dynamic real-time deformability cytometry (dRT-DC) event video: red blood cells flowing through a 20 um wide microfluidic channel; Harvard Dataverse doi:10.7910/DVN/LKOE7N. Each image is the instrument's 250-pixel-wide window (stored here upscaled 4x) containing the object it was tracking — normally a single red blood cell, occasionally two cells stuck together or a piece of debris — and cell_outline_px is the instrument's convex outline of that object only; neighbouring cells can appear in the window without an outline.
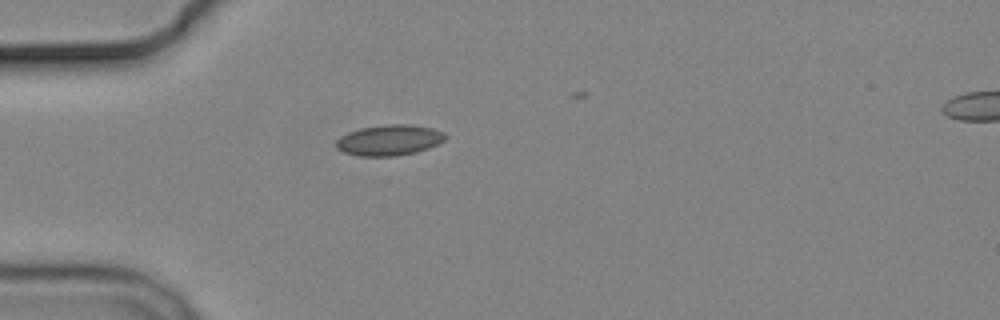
{"species": "common noctule bat (a hibernating species)", "species_latin": "Nyctalus noctula", "temperature_condition": "cold", "stored_images_in_passage": 5, "camera_frame_rate_fps": 3000, "um_per_image_px": 0.085, "animal": {"sex": "male", "body_mass_g": 19.2, "forearm_length_mm": 51.8}, "frame": {"image": 1, "passage_image": 5, "time_ms": 4.667, "image_size_px": [1000, 320], "cell_outline_px": [[448, 136], [444, 140], [428, 148], [416, 152], [396, 156], [360, 156], [344, 152], [336, 148], [336, 140], [340, 136], [348, 132], [360, 128], [384, 124], [412, 124], [432, 128], [444, 132]], "centroid_in_image_um": [33.08, 11.9], "position_along_channel_um": 51.9, "area_um2": 19.65}}